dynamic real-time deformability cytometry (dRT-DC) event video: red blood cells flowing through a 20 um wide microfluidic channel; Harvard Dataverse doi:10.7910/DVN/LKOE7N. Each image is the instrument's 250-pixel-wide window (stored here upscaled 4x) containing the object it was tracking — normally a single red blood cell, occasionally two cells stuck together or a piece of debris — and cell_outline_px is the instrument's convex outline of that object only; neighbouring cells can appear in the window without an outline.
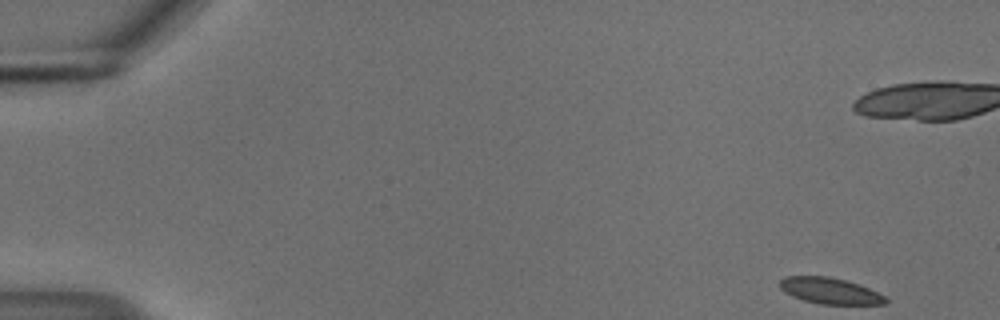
{"species": "common noctule bat (a hibernating species)", "species_latin": "Nyctalus noctula", "temperature_condition": "cold", "stored_images_in_passage": 11, "camera_frame_rate_fps": 3000, "um_per_image_px": 0.085, "animal": {"sex": "male", "body_mass_g": 18.8}, "frame": {"image": 1, "passage_image": 1, "time_ms": 0.0, "image_size_px": [1000, 320], "cell_outline_px": [[888, 304], [820, 304], [804, 300], [792, 296], [784, 292], [780, 288], [780, 280], [784, 276], [828, 276], [860, 284], [884, 296], [888, 300]], "centroid_in_image_um": [70.53, 24.72], "position_along_channel_um": 14.5, "area_um2": 16.07}}